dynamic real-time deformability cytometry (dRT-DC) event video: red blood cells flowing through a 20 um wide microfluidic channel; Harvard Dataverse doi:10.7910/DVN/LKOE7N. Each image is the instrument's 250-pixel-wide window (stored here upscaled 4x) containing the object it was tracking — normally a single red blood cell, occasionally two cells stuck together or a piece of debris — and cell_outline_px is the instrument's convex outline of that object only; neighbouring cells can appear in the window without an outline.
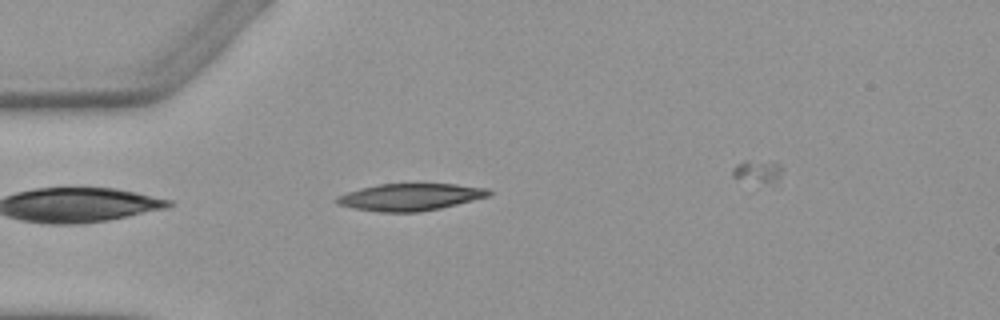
{"species": "Egyptian fruit bat (a non-hibernating species)", "species_latin": "Rousettus aegyptiacus", "temperature_condition": "warm", "stored_images_in_passage": 5, "camera_frame_rate_fps": 3000, "um_per_image_px": 0.085, "animal": {"sex": "female"}, "frame": {"image": 1, "passage_image": 4, "time_ms": 3.667, "image_size_px": [1000, 320], "cell_outline_px": [[492, 196], [440, 208], [420, 212], [380, 212], [352, 208], [336, 204], [336, 196], [360, 188], [380, 184], [456, 184], [488, 188], [492, 192]], "centroid_in_image_um": [34.89, 16.75], "position_along_channel_um": 50.1, "area_um2": 24.1}}